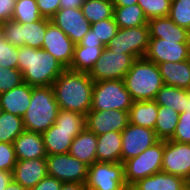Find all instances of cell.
Wrapping results in <instances>:
<instances>
[{
  "mask_svg": "<svg viewBox=\"0 0 190 190\" xmlns=\"http://www.w3.org/2000/svg\"><path fill=\"white\" fill-rule=\"evenodd\" d=\"M94 83L88 73L65 69L52 85L59 109L86 116L92 106Z\"/></svg>",
  "mask_w": 190,
  "mask_h": 190,
  "instance_id": "1",
  "label": "cell"
},
{
  "mask_svg": "<svg viewBox=\"0 0 190 190\" xmlns=\"http://www.w3.org/2000/svg\"><path fill=\"white\" fill-rule=\"evenodd\" d=\"M66 68L42 48L18 47V70L30 86H52Z\"/></svg>",
  "mask_w": 190,
  "mask_h": 190,
  "instance_id": "2",
  "label": "cell"
},
{
  "mask_svg": "<svg viewBox=\"0 0 190 190\" xmlns=\"http://www.w3.org/2000/svg\"><path fill=\"white\" fill-rule=\"evenodd\" d=\"M123 80L133 101L154 100L164 85L158 65L145 57L135 59Z\"/></svg>",
  "mask_w": 190,
  "mask_h": 190,
  "instance_id": "3",
  "label": "cell"
},
{
  "mask_svg": "<svg viewBox=\"0 0 190 190\" xmlns=\"http://www.w3.org/2000/svg\"><path fill=\"white\" fill-rule=\"evenodd\" d=\"M58 111L52 86L33 87L30 107L22 117L25 130L42 134L55 123Z\"/></svg>",
  "mask_w": 190,
  "mask_h": 190,
  "instance_id": "4",
  "label": "cell"
},
{
  "mask_svg": "<svg viewBox=\"0 0 190 190\" xmlns=\"http://www.w3.org/2000/svg\"><path fill=\"white\" fill-rule=\"evenodd\" d=\"M132 104L133 100L126 89L124 80H102L94 83L91 110L128 112Z\"/></svg>",
  "mask_w": 190,
  "mask_h": 190,
  "instance_id": "5",
  "label": "cell"
},
{
  "mask_svg": "<svg viewBox=\"0 0 190 190\" xmlns=\"http://www.w3.org/2000/svg\"><path fill=\"white\" fill-rule=\"evenodd\" d=\"M164 140L123 162L125 182L130 188L137 181L162 171Z\"/></svg>",
  "mask_w": 190,
  "mask_h": 190,
  "instance_id": "6",
  "label": "cell"
},
{
  "mask_svg": "<svg viewBox=\"0 0 190 190\" xmlns=\"http://www.w3.org/2000/svg\"><path fill=\"white\" fill-rule=\"evenodd\" d=\"M50 21V19L42 18L26 24L8 20L0 24V31L4 38L13 46H28L39 49L42 48L46 28Z\"/></svg>",
  "mask_w": 190,
  "mask_h": 190,
  "instance_id": "7",
  "label": "cell"
},
{
  "mask_svg": "<svg viewBox=\"0 0 190 190\" xmlns=\"http://www.w3.org/2000/svg\"><path fill=\"white\" fill-rule=\"evenodd\" d=\"M86 190H129L122 162H94L88 167Z\"/></svg>",
  "mask_w": 190,
  "mask_h": 190,
  "instance_id": "8",
  "label": "cell"
},
{
  "mask_svg": "<svg viewBox=\"0 0 190 190\" xmlns=\"http://www.w3.org/2000/svg\"><path fill=\"white\" fill-rule=\"evenodd\" d=\"M135 58L119 51L112 52L108 48L102 51L101 57L88 73L94 82L102 80H123L131 69Z\"/></svg>",
  "mask_w": 190,
  "mask_h": 190,
  "instance_id": "9",
  "label": "cell"
},
{
  "mask_svg": "<svg viewBox=\"0 0 190 190\" xmlns=\"http://www.w3.org/2000/svg\"><path fill=\"white\" fill-rule=\"evenodd\" d=\"M150 42L148 24L132 27L119 28L116 36L109 41L106 48L114 52L119 51L132 55L135 59L144 57Z\"/></svg>",
  "mask_w": 190,
  "mask_h": 190,
  "instance_id": "10",
  "label": "cell"
},
{
  "mask_svg": "<svg viewBox=\"0 0 190 190\" xmlns=\"http://www.w3.org/2000/svg\"><path fill=\"white\" fill-rule=\"evenodd\" d=\"M47 174L55 177L62 183L73 182L85 184L88 165L77 158L66 154L47 155Z\"/></svg>",
  "mask_w": 190,
  "mask_h": 190,
  "instance_id": "11",
  "label": "cell"
},
{
  "mask_svg": "<svg viewBox=\"0 0 190 190\" xmlns=\"http://www.w3.org/2000/svg\"><path fill=\"white\" fill-rule=\"evenodd\" d=\"M162 172L190 181V144L164 140Z\"/></svg>",
  "mask_w": 190,
  "mask_h": 190,
  "instance_id": "12",
  "label": "cell"
},
{
  "mask_svg": "<svg viewBox=\"0 0 190 190\" xmlns=\"http://www.w3.org/2000/svg\"><path fill=\"white\" fill-rule=\"evenodd\" d=\"M121 162L136 157L159 141L153 129L136 126L131 123L121 132Z\"/></svg>",
  "mask_w": 190,
  "mask_h": 190,
  "instance_id": "13",
  "label": "cell"
},
{
  "mask_svg": "<svg viewBox=\"0 0 190 190\" xmlns=\"http://www.w3.org/2000/svg\"><path fill=\"white\" fill-rule=\"evenodd\" d=\"M74 42L53 22L46 28L42 49L50 53L66 69H69L74 53Z\"/></svg>",
  "mask_w": 190,
  "mask_h": 190,
  "instance_id": "14",
  "label": "cell"
},
{
  "mask_svg": "<svg viewBox=\"0 0 190 190\" xmlns=\"http://www.w3.org/2000/svg\"><path fill=\"white\" fill-rule=\"evenodd\" d=\"M86 128L96 135L122 132L129 124L128 112L121 110L93 111L85 116Z\"/></svg>",
  "mask_w": 190,
  "mask_h": 190,
  "instance_id": "15",
  "label": "cell"
},
{
  "mask_svg": "<svg viewBox=\"0 0 190 190\" xmlns=\"http://www.w3.org/2000/svg\"><path fill=\"white\" fill-rule=\"evenodd\" d=\"M144 57L157 65L164 62L176 63L185 61L190 59V43H177V41L150 39L148 49Z\"/></svg>",
  "mask_w": 190,
  "mask_h": 190,
  "instance_id": "16",
  "label": "cell"
},
{
  "mask_svg": "<svg viewBox=\"0 0 190 190\" xmlns=\"http://www.w3.org/2000/svg\"><path fill=\"white\" fill-rule=\"evenodd\" d=\"M73 42L78 44L91 29V24L82 14L81 8L59 9L50 19Z\"/></svg>",
  "mask_w": 190,
  "mask_h": 190,
  "instance_id": "17",
  "label": "cell"
},
{
  "mask_svg": "<svg viewBox=\"0 0 190 190\" xmlns=\"http://www.w3.org/2000/svg\"><path fill=\"white\" fill-rule=\"evenodd\" d=\"M47 175L46 158L17 160L12 172L13 180L28 190Z\"/></svg>",
  "mask_w": 190,
  "mask_h": 190,
  "instance_id": "18",
  "label": "cell"
},
{
  "mask_svg": "<svg viewBox=\"0 0 190 190\" xmlns=\"http://www.w3.org/2000/svg\"><path fill=\"white\" fill-rule=\"evenodd\" d=\"M150 39L190 43V31L182 28L169 17H157L148 20Z\"/></svg>",
  "mask_w": 190,
  "mask_h": 190,
  "instance_id": "19",
  "label": "cell"
},
{
  "mask_svg": "<svg viewBox=\"0 0 190 190\" xmlns=\"http://www.w3.org/2000/svg\"><path fill=\"white\" fill-rule=\"evenodd\" d=\"M33 86L23 82L11 90L0 94L2 111L23 117L30 107Z\"/></svg>",
  "mask_w": 190,
  "mask_h": 190,
  "instance_id": "20",
  "label": "cell"
},
{
  "mask_svg": "<svg viewBox=\"0 0 190 190\" xmlns=\"http://www.w3.org/2000/svg\"><path fill=\"white\" fill-rule=\"evenodd\" d=\"M17 160L46 158L41 133L24 130L13 142Z\"/></svg>",
  "mask_w": 190,
  "mask_h": 190,
  "instance_id": "21",
  "label": "cell"
},
{
  "mask_svg": "<svg viewBox=\"0 0 190 190\" xmlns=\"http://www.w3.org/2000/svg\"><path fill=\"white\" fill-rule=\"evenodd\" d=\"M82 130L59 129L53 124L42 133V138L47 155L69 153L72 141Z\"/></svg>",
  "mask_w": 190,
  "mask_h": 190,
  "instance_id": "22",
  "label": "cell"
},
{
  "mask_svg": "<svg viewBox=\"0 0 190 190\" xmlns=\"http://www.w3.org/2000/svg\"><path fill=\"white\" fill-rule=\"evenodd\" d=\"M97 135L86 127L72 141L69 154L90 166L97 161Z\"/></svg>",
  "mask_w": 190,
  "mask_h": 190,
  "instance_id": "23",
  "label": "cell"
},
{
  "mask_svg": "<svg viewBox=\"0 0 190 190\" xmlns=\"http://www.w3.org/2000/svg\"><path fill=\"white\" fill-rule=\"evenodd\" d=\"M165 85L190 89V59L180 62L158 64Z\"/></svg>",
  "mask_w": 190,
  "mask_h": 190,
  "instance_id": "24",
  "label": "cell"
},
{
  "mask_svg": "<svg viewBox=\"0 0 190 190\" xmlns=\"http://www.w3.org/2000/svg\"><path fill=\"white\" fill-rule=\"evenodd\" d=\"M187 182L184 178L161 171L137 181L129 190H183Z\"/></svg>",
  "mask_w": 190,
  "mask_h": 190,
  "instance_id": "25",
  "label": "cell"
},
{
  "mask_svg": "<svg viewBox=\"0 0 190 190\" xmlns=\"http://www.w3.org/2000/svg\"><path fill=\"white\" fill-rule=\"evenodd\" d=\"M122 133L108 132L97 135L96 157L98 162H121Z\"/></svg>",
  "mask_w": 190,
  "mask_h": 190,
  "instance_id": "26",
  "label": "cell"
},
{
  "mask_svg": "<svg viewBox=\"0 0 190 190\" xmlns=\"http://www.w3.org/2000/svg\"><path fill=\"white\" fill-rule=\"evenodd\" d=\"M158 116V105L154 100L133 101L128 111L129 123L153 129Z\"/></svg>",
  "mask_w": 190,
  "mask_h": 190,
  "instance_id": "27",
  "label": "cell"
},
{
  "mask_svg": "<svg viewBox=\"0 0 190 190\" xmlns=\"http://www.w3.org/2000/svg\"><path fill=\"white\" fill-rule=\"evenodd\" d=\"M105 47H83L79 43L74 46V53L69 70L89 73L96 61L101 57Z\"/></svg>",
  "mask_w": 190,
  "mask_h": 190,
  "instance_id": "28",
  "label": "cell"
},
{
  "mask_svg": "<svg viewBox=\"0 0 190 190\" xmlns=\"http://www.w3.org/2000/svg\"><path fill=\"white\" fill-rule=\"evenodd\" d=\"M188 100L187 90L178 87L163 85V87L157 92L154 99L157 105L169 107L177 111L179 114L185 111V104Z\"/></svg>",
  "mask_w": 190,
  "mask_h": 190,
  "instance_id": "29",
  "label": "cell"
},
{
  "mask_svg": "<svg viewBox=\"0 0 190 190\" xmlns=\"http://www.w3.org/2000/svg\"><path fill=\"white\" fill-rule=\"evenodd\" d=\"M113 17L118 28H132L148 23L143 9L138 4L114 7Z\"/></svg>",
  "mask_w": 190,
  "mask_h": 190,
  "instance_id": "30",
  "label": "cell"
},
{
  "mask_svg": "<svg viewBox=\"0 0 190 190\" xmlns=\"http://www.w3.org/2000/svg\"><path fill=\"white\" fill-rule=\"evenodd\" d=\"M179 121V113L169 107L158 105L154 131L159 140H170Z\"/></svg>",
  "mask_w": 190,
  "mask_h": 190,
  "instance_id": "31",
  "label": "cell"
},
{
  "mask_svg": "<svg viewBox=\"0 0 190 190\" xmlns=\"http://www.w3.org/2000/svg\"><path fill=\"white\" fill-rule=\"evenodd\" d=\"M82 14L90 24L113 17V0H85L81 6Z\"/></svg>",
  "mask_w": 190,
  "mask_h": 190,
  "instance_id": "32",
  "label": "cell"
},
{
  "mask_svg": "<svg viewBox=\"0 0 190 190\" xmlns=\"http://www.w3.org/2000/svg\"><path fill=\"white\" fill-rule=\"evenodd\" d=\"M24 130L22 117L2 111L0 115V142L13 144Z\"/></svg>",
  "mask_w": 190,
  "mask_h": 190,
  "instance_id": "33",
  "label": "cell"
},
{
  "mask_svg": "<svg viewBox=\"0 0 190 190\" xmlns=\"http://www.w3.org/2000/svg\"><path fill=\"white\" fill-rule=\"evenodd\" d=\"M42 18L36 0H16L11 20L28 24Z\"/></svg>",
  "mask_w": 190,
  "mask_h": 190,
  "instance_id": "34",
  "label": "cell"
},
{
  "mask_svg": "<svg viewBox=\"0 0 190 190\" xmlns=\"http://www.w3.org/2000/svg\"><path fill=\"white\" fill-rule=\"evenodd\" d=\"M59 129L83 130L86 127L85 116L81 113L59 109L54 123Z\"/></svg>",
  "mask_w": 190,
  "mask_h": 190,
  "instance_id": "35",
  "label": "cell"
},
{
  "mask_svg": "<svg viewBox=\"0 0 190 190\" xmlns=\"http://www.w3.org/2000/svg\"><path fill=\"white\" fill-rule=\"evenodd\" d=\"M144 11L147 20L166 17L170 13V0H138L137 3Z\"/></svg>",
  "mask_w": 190,
  "mask_h": 190,
  "instance_id": "36",
  "label": "cell"
},
{
  "mask_svg": "<svg viewBox=\"0 0 190 190\" xmlns=\"http://www.w3.org/2000/svg\"><path fill=\"white\" fill-rule=\"evenodd\" d=\"M168 16L176 25L190 31V0H175L171 2Z\"/></svg>",
  "mask_w": 190,
  "mask_h": 190,
  "instance_id": "37",
  "label": "cell"
},
{
  "mask_svg": "<svg viewBox=\"0 0 190 190\" xmlns=\"http://www.w3.org/2000/svg\"><path fill=\"white\" fill-rule=\"evenodd\" d=\"M118 29L114 17L91 24V30L94 31V35L105 47L116 36Z\"/></svg>",
  "mask_w": 190,
  "mask_h": 190,
  "instance_id": "38",
  "label": "cell"
},
{
  "mask_svg": "<svg viewBox=\"0 0 190 190\" xmlns=\"http://www.w3.org/2000/svg\"><path fill=\"white\" fill-rule=\"evenodd\" d=\"M0 66L18 69V47L10 44L0 31Z\"/></svg>",
  "mask_w": 190,
  "mask_h": 190,
  "instance_id": "39",
  "label": "cell"
},
{
  "mask_svg": "<svg viewBox=\"0 0 190 190\" xmlns=\"http://www.w3.org/2000/svg\"><path fill=\"white\" fill-rule=\"evenodd\" d=\"M23 74L18 69L0 66V94L23 83Z\"/></svg>",
  "mask_w": 190,
  "mask_h": 190,
  "instance_id": "40",
  "label": "cell"
},
{
  "mask_svg": "<svg viewBox=\"0 0 190 190\" xmlns=\"http://www.w3.org/2000/svg\"><path fill=\"white\" fill-rule=\"evenodd\" d=\"M178 143L190 144V112L179 114V121L175 128L174 135L170 139Z\"/></svg>",
  "mask_w": 190,
  "mask_h": 190,
  "instance_id": "41",
  "label": "cell"
},
{
  "mask_svg": "<svg viewBox=\"0 0 190 190\" xmlns=\"http://www.w3.org/2000/svg\"><path fill=\"white\" fill-rule=\"evenodd\" d=\"M17 163L14 145L0 142V170L13 172Z\"/></svg>",
  "mask_w": 190,
  "mask_h": 190,
  "instance_id": "42",
  "label": "cell"
},
{
  "mask_svg": "<svg viewBox=\"0 0 190 190\" xmlns=\"http://www.w3.org/2000/svg\"><path fill=\"white\" fill-rule=\"evenodd\" d=\"M38 10L43 18L51 19L60 9V0H36Z\"/></svg>",
  "mask_w": 190,
  "mask_h": 190,
  "instance_id": "43",
  "label": "cell"
},
{
  "mask_svg": "<svg viewBox=\"0 0 190 190\" xmlns=\"http://www.w3.org/2000/svg\"><path fill=\"white\" fill-rule=\"evenodd\" d=\"M63 183L55 177L47 175L31 190H61Z\"/></svg>",
  "mask_w": 190,
  "mask_h": 190,
  "instance_id": "44",
  "label": "cell"
},
{
  "mask_svg": "<svg viewBox=\"0 0 190 190\" xmlns=\"http://www.w3.org/2000/svg\"><path fill=\"white\" fill-rule=\"evenodd\" d=\"M16 0H0V24L11 20Z\"/></svg>",
  "mask_w": 190,
  "mask_h": 190,
  "instance_id": "45",
  "label": "cell"
},
{
  "mask_svg": "<svg viewBox=\"0 0 190 190\" xmlns=\"http://www.w3.org/2000/svg\"><path fill=\"white\" fill-rule=\"evenodd\" d=\"M94 34H95L94 31L90 29L79 44L83 47H88V46L105 47Z\"/></svg>",
  "mask_w": 190,
  "mask_h": 190,
  "instance_id": "46",
  "label": "cell"
},
{
  "mask_svg": "<svg viewBox=\"0 0 190 190\" xmlns=\"http://www.w3.org/2000/svg\"><path fill=\"white\" fill-rule=\"evenodd\" d=\"M85 0H60V9L81 8Z\"/></svg>",
  "mask_w": 190,
  "mask_h": 190,
  "instance_id": "47",
  "label": "cell"
},
{
  "mask_svg": "<svg viewBox=\"0 0 190 190\" xmlns=\"http://www.w3.org/2000/svg\"><path fill=\"white\" fill-rule=\"evenodd\" d=\"M12 179V172L0 170V190H5Z\"/></svg>",
  "mask_w": 190,
  "mask_h": 190,
  "instance_id": "48",
  "label": "cell"
},
{
  "mask_svg": "<svg viewBox=\"0 0 190 190\" xmlns=\"http://www.w3.org/2000/svg\"><path fill=\"white\" fill-rule=\"evenodd\" d=\"M61 190H86L85 184L67 182L63 183Z\"/></svg>",
  "mask_w": 190,
  "mask_h": 190,
  "instance_id": "49",
  "label": "cell"
},
{
  "mask_svg": "<svg viewBox=\"0 0 190 190\" xmlns=\"http://www.w3.org/2000/svg\"><path fill=\"white\" fill-rule=\"evenodd\" d=\"M114 7H124L138 3V0H113Z\"/></svg>",
  "mask_w": 190,
  "mask_h": 190,
  "instance_id": "50",
  "label": "cell"
},
{
  "mask_svg": "<svg viewBox=\"0 0 190 190\" xmlns=\"http://www.w3.org/2000/svg\"><path fill=\"white\" fill-rule=\"evenodd\" d=\"M5 190H28L24 188L21 184L15 182L13 179L9 182Z\"/></svg>",
  "mask_w": 190,
  "mask_h": 190,
  "instance_id": "51",
  "label": "cell"
},
{
  "mask_svg": "<svg viewBox=\"0 0 190 190\" xmlns=\"http://www.w3.org/2000/svg\"><path fill=\"white\" fill-rule=\"evenodd\" d=\"M187 97L188 100L186 101L184 112H190V89L187 90Z\"/></svg>",
  "mask_w": 190,
  "mask_h": 190,
  "instance_id": "52",
  "label": "cell"
},
{
  "mask_svg": "<svg viewBox=\"0 0 190 190\" xmlns=\"http://www.w3.org/2000/svg\"><path fill=\"white\" fill-rule=\"evenodd\" d=\"M183 190H190V181L185 184Z\"/></svg>",
  "mask_w": 190,
  "mask_h": 190,
  "instance_id": "53",
  "label": "cell"
},
{
  "mask_svg": "<svg viewBox=\"0 0 190 190\" xmlns=\"http://www.w3.org/2000/svg\"><path fill=\"white\" fill-rule=\"evenodd\" d=\"M1 113H2V108H1V104H0V115H1Z\"/></svg>",
  "mask_w": 190,
  "mask_h": 190,
  "instance_id": "54",
  "label": "cell"
}]
</instances>
